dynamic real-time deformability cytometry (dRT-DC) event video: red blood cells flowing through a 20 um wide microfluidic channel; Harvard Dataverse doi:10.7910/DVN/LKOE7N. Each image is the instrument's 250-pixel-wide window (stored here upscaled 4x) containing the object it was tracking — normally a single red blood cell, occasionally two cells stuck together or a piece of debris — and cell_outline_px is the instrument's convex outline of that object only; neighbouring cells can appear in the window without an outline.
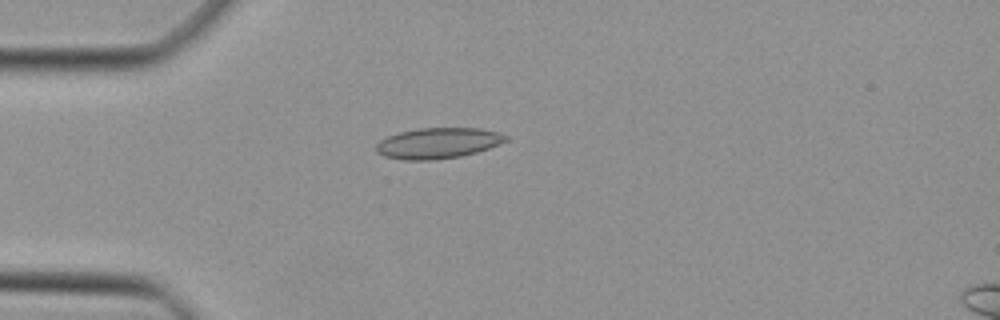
{"species": "Egyptian fruit bat (a non-hibernating species)", "species_latin": "Rousettus aegyptiacus", "temperature_condition": "cold", "stored_images_in_passage": 35, "camera_frame_rate_fps": 3000, "um_per_image_px": 0.085, "animal": {"sex": "female"}, "frame": {"image": 1, "passage_image": 1, "time_ms": 0.0, "image_size_px": [1000, 320], "cell_outline_px": [[508, 140], [500, 144], [476, 152], [460, 156], [432, 160], [404, 160], [384, 156], [376, 152], [376, 144], [380, 140], [388, 136], [400, 132], [420, 128], [480, 128], [500, 132], [508, 136]], "centroid_in_image_um": [37.24, 12.16], "position_along_channel_um": 47.8, "area_um2": 23.24}}
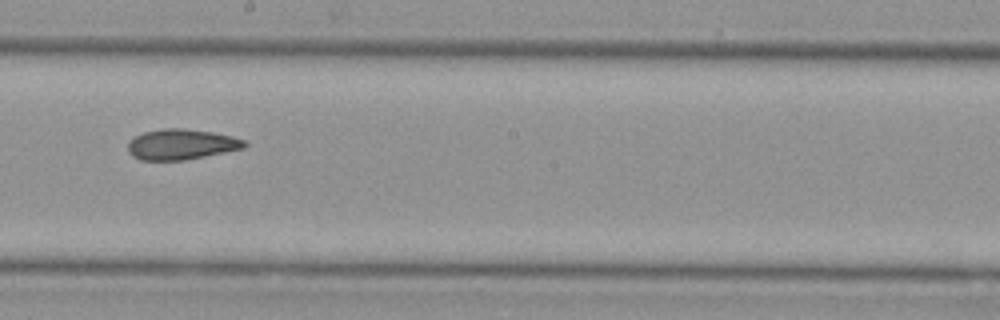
{"frame": {"image": 2, "passage_image": 15, "time_ms": 4.667, "image_size_px": [1000, 320], "cell_outline_px": [[248, 144], [244, 148], [184, 160], [140, 160], [132, 156], [128, 152], [128, 140], [144, 132], [164, 128], [184, 128], [212, 132], [232, 136], [244, 140]], "centroid_in_image_um": [15.39, 12.27], "position_along_channel_um": 232.8, "area_um2": 20.69}}
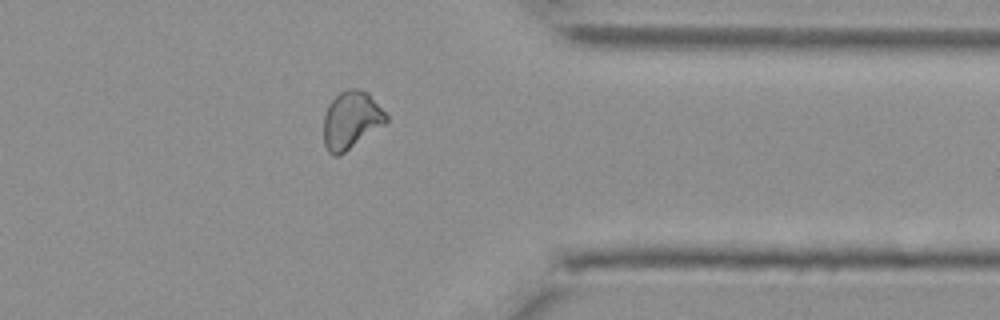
{"frame": {"image": 3, "passage_image": 26, "time_ms": 8.333, "image_size_px": [1000, 320], "cell_outline_px": [[388, 120], [384, 124], [340, 156], [332, 156], [328, 152], [324, 144], [324, 116], [328, 104], [340, 92], [348, 88], [360, 88], [368, 92], [388, 116]], "centroid_in_image_um": [29.83, 10.2], "position_along_channel_um": 381.6, "area_um2": 21.04}}